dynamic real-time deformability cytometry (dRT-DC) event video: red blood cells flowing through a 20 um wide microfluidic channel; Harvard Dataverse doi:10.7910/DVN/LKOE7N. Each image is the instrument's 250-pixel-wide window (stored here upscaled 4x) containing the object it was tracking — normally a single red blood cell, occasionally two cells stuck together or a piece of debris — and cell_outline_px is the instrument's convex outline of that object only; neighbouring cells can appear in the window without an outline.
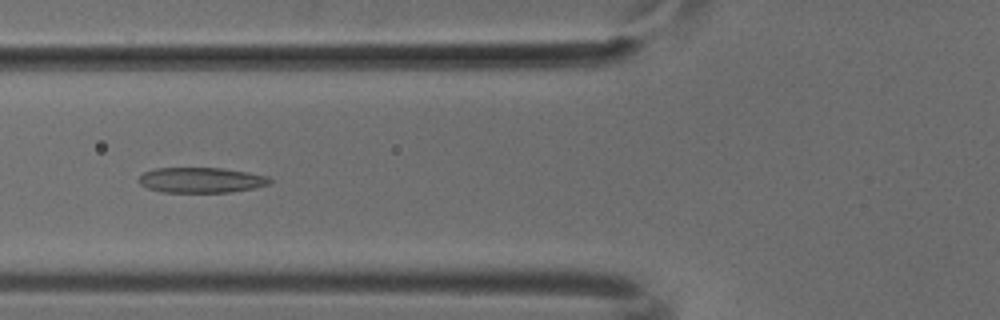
{"species": "common noctule bat (a hibernating species)", "species_latin": "Nyctalus noctula", "temperature_condition": "cold", "stored_images_in_passage": 51, "camera_frame_rate_fps": 3000, "um_per_image_px": 0.085, "animal": {"sex": "male", "body_mass_g": 18.8}, "frame": {"image": 1, "passage_image": 20, "time_ms": 6.333, "image_size_px": [1000, 320], "cell_outline_px": [[272, 184], [252, 188], [228, 192], [164, 192], [148, 188], [140, 184], [136, 180], [144, 172], [156, 168], [220, 168], [248, 172], [268, 176], [272, 180]], "centroid_in_image_um": [17.1, 15.3], "position_along_channel_um": 108.7, "area_um2": 19.31}}
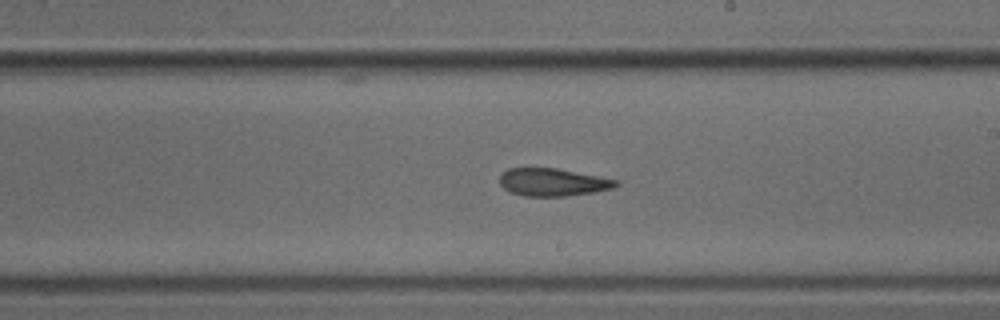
{"frame": {"image": 2, "passage_image": 30, "time_ms": 9.667, "image_size_px": [1000, 320], "cell_outline_px": [[620, 184], [616, 188], [568, 196], [524, 196], [512, 192], [504, 188], [500, 184], [500, 176], [508, 168], [556, 168], [616, 180]], "centroid_in_image_um": [46.99, 15.49], "position_along_channel_um": 242.0, "area_um2": 18.55}}
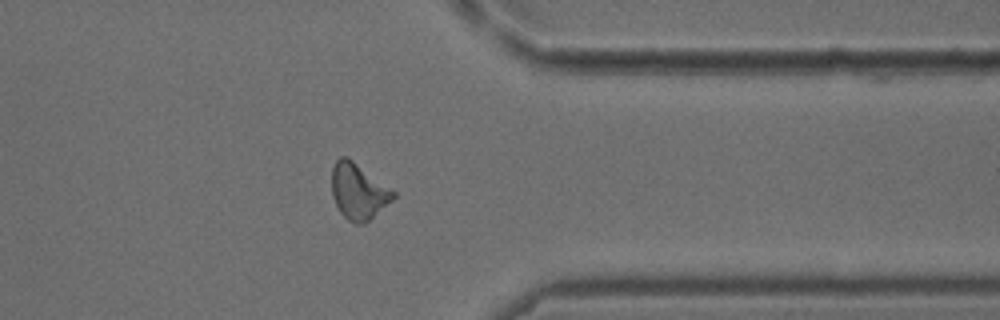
{"frame": {"image": 3, "passage_image": 41, "time_ms": 13.333, "image_size_px": [1000, 320], "cell_outline_px": [[396, 196], [392, 200], [364, 224], [356, 224], [348, 220], [340, 212], [332, 196], [332, 168], [336, 160], [340, 156], [348, 156], [396, 192]], "centroid_in_image_um": [30.45, 16.25], "position_along_channel_um": 380.9, "area_um2": 20.0}}